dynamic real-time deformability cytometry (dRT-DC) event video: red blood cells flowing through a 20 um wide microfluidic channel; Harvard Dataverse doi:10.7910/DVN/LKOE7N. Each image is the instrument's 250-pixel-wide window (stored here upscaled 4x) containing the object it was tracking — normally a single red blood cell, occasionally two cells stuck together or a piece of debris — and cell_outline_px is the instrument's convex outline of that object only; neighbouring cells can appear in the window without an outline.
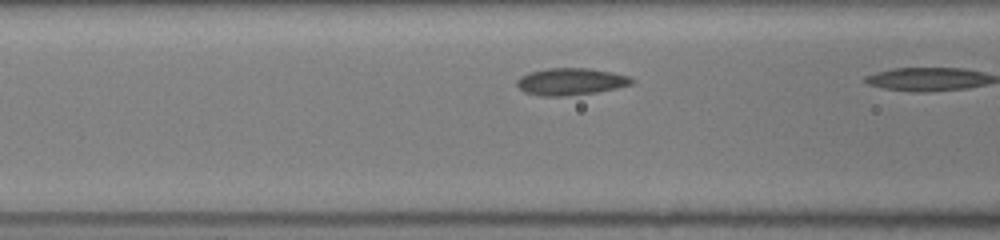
{"species": "common noctule bat (a hibernating species)", "species_latin": "Nyctalus noctula", "temperature_condition": "room temperature", "stored_images_in_passage": 6, "camera_frame_rate_fps": 3000, "um_per_image_px": 0.085, "animal": {"sex": "female", "body_mass_g": 19.5, "forearm_length_mm": 54.1}, "frame": {"image": 1, "passage_image": 5, "time_ms": 1.333, "image_size_px": [1000, 240], "cell_outline_px": [[636, 80], [632, 84], [616, 88], [596, 92], [564, 96], [540, 96], [524, 92], [516, 84], [516, 80], [520, 76], [528, 72], [548, 68], [588, 68], [628, 76]], "centroid_in_image_um": [48.47, 6.93], "position_along_channel_um": 118.1, "area_um2": 18.03}}